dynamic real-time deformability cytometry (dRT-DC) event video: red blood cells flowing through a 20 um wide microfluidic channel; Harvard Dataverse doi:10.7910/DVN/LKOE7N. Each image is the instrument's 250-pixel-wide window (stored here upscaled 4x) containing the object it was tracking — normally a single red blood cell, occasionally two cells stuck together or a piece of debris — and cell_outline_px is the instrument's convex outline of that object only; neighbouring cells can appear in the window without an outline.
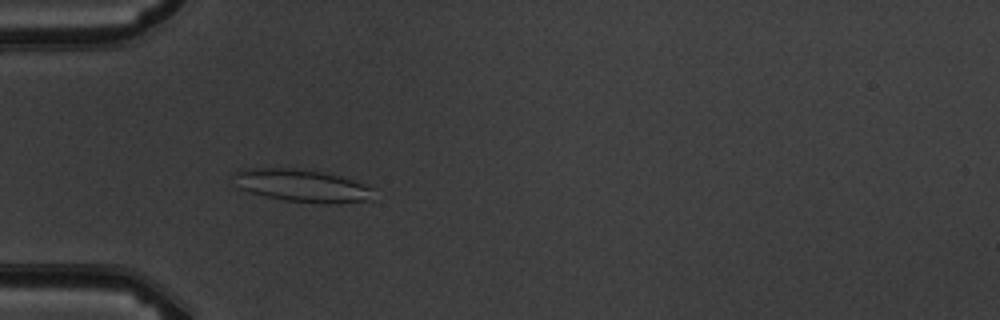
{"species": "common noctule bat (a hibernating species)", "species_latin": "Nyctalus noctula", "temperature_condition": "warm", "stored_images_in_passage": 4, "camera_frame_rate_fps": 3000, "um_per_image_px": 0.085, "animal": {"sex": "male", "body_mass_g": 19.5, "forearm_length_mm": 54.6}, "frame": {"image": 1, "passage_image": 4, "time_ms": 4.333, "image_size_px": [1000, 320], "cell_outline_px": [[372, 200], [284, 200], [264, 196], [240, 188], [232, 172], [252, 168], [292, 168], [320, 172], [340, 176], [364, 184], [372, 188]], "centroid_in_image_um": [25.57, 15.72], "position_along_channel_um": 59.4, "area_um2": 24.85}}